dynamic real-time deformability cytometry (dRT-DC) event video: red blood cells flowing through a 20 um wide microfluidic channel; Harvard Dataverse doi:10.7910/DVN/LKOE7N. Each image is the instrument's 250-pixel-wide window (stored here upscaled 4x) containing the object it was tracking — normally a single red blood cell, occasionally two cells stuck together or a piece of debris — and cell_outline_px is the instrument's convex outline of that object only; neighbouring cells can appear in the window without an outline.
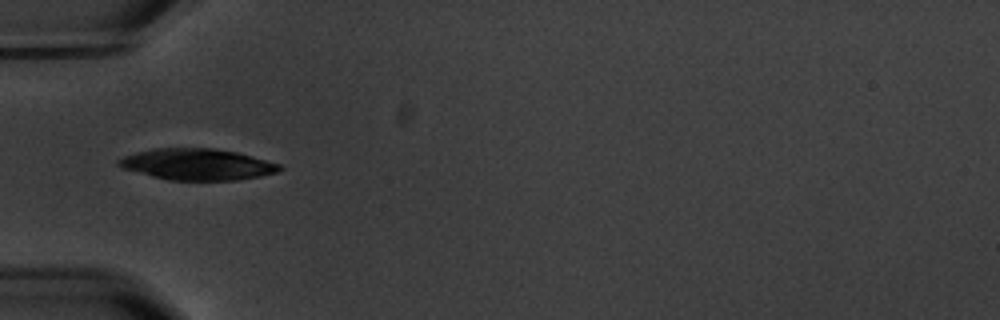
{"species": "common noctule bat (a hibernating species)", "species_latin": "Nyctalus noctula", "temperature_condition": "warm", "stored_images_in_passage": 11, "camera_frame_rate_fps": 3000, "um_per_image_px": 0.085, "animal": {"sex": "male", "body_mass_g": 20.1, "forearm_length_mm": 53.5}, "frame": {"image": 1, "passage_image": 5, "time_ms": 5.667, "image_size_px": [1000, 320], "cell_outline_px": [[284, 168], [276, 172], [260, 176], [236, 180], [168, 180], [120, 168], [116, 164], [116, 160], [124, 156], [136, 152], [156, 148], [216, 148], [236, 152], [252, 156], [280, 164]], "centroid_in_image_um": [16.73, 13.97], "position_along_channel_um": 68.3, "area_um2": 29.42}}
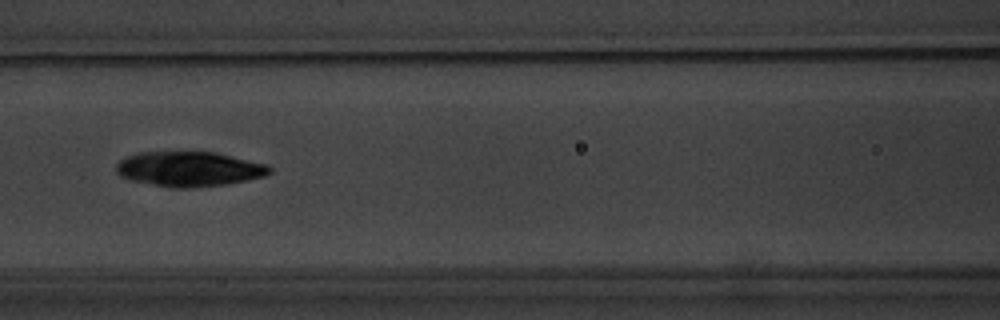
{"frame": {"image": 2, "passage_image": 7, "time_ms": 8.0, "image_size_px": [1000, 320], "cell_outline_px": [[272, 172], [264, 176], [228, 184], [192, 188], [168, 188], [132, 180], [120, 176], [116, 172], [116, 164], [120, 160], [136, 152], [216, 152], [268, 164], [272, 168]], "centroid_in_image_um": [16.09, 14.37], "position_along_channel_um": 150.5, "area_um2": 31.44}}
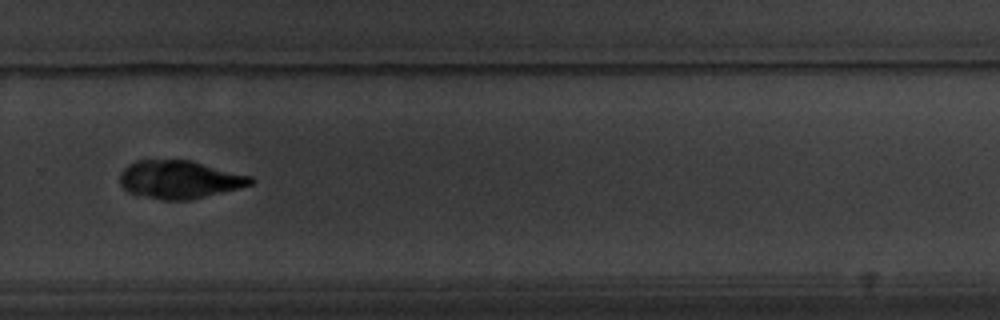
{"frame": {"image": 3, "passage_image": 11, "time_ms": 12.667, "image_size_px": [1000, 320], "cell_outline_px": [[256, 180], [252, 184], [192, 200], [160, 200], [128, 192], [120, 184], [120, 172], [128, 164], [136, 160], [192, 160], [252, 176]], "centroid_in_image_um": [15.26, 15.25], "position_along_channel_um": 314.5, "area_um2": 29.13}}